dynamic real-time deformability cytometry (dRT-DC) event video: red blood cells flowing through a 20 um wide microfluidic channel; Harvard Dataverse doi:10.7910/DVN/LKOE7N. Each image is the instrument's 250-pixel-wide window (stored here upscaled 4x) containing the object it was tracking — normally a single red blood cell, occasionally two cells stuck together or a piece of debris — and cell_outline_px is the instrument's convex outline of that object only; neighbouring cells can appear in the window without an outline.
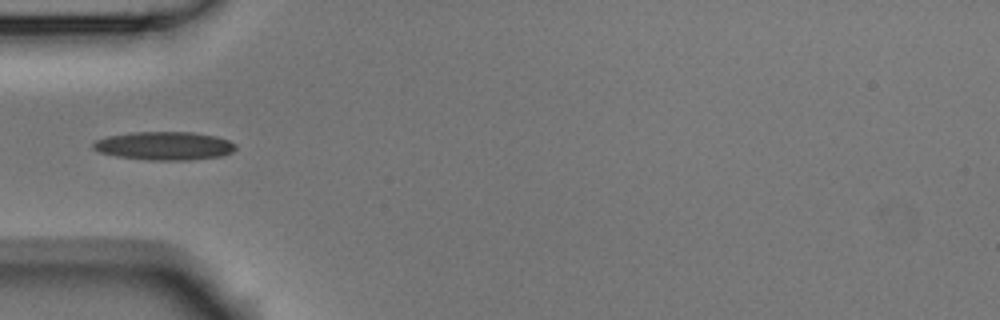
{"species": "Egyptian fruit bat (a non-hibernating species)", "species_latin": "Rousettus aegyptiacus", "temperature_condition": "room temperature", "stored_images_in_passage": 5, "camera_frame_rate_fps": 3000, "um_per_image_px": 0.085, "animal": {"sex": "male"}, "frame": {"image": 1, "passage_image": 4, "time_ms": 1.0, "image_size_px": [1000, 320], "cell_outline_px": [[236, 148], [232, 152], [220, 156], [188, 160], [148, 160], [116, 156], [100, 152], [92, 148], [92, 144], [96, 140], [108, 136], [132, 132], [192, 132], [216, 136], [228, 140], [236, 144]], "centroid_in_image_um": [13.96, 12.39], "position_along_channel_um": 71.0, "area_um2": 23.52}}
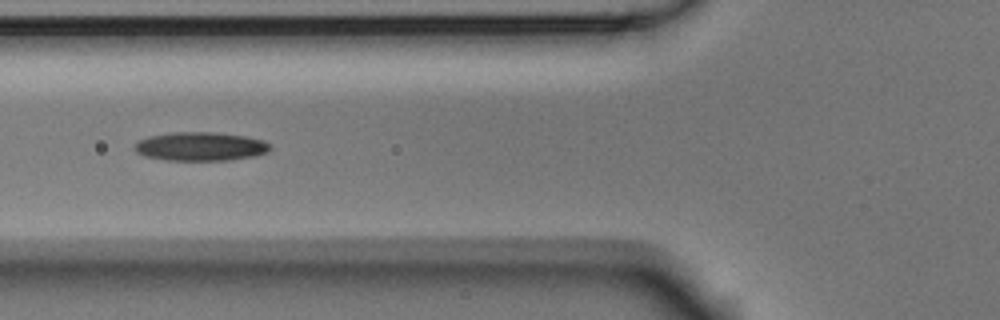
{"frame": {"image": 2, "passage_image": 5, "time_ms": 1.333, "image_size_px": [1000, 320], "cell_outline_px": [[272, 148], [268, 152], [252, 156], [228, 160], [168, 160], [144, 156], [136, 152], [136, 144], [140, 140], [148, 136], [172, 132], [212, 132], [244, 136], [264, 140], [272, 144]], "centroid_in_image_um": [17.08, 12.44], "position_along_channel_um": 108.7, "area_um2": 22.6}}